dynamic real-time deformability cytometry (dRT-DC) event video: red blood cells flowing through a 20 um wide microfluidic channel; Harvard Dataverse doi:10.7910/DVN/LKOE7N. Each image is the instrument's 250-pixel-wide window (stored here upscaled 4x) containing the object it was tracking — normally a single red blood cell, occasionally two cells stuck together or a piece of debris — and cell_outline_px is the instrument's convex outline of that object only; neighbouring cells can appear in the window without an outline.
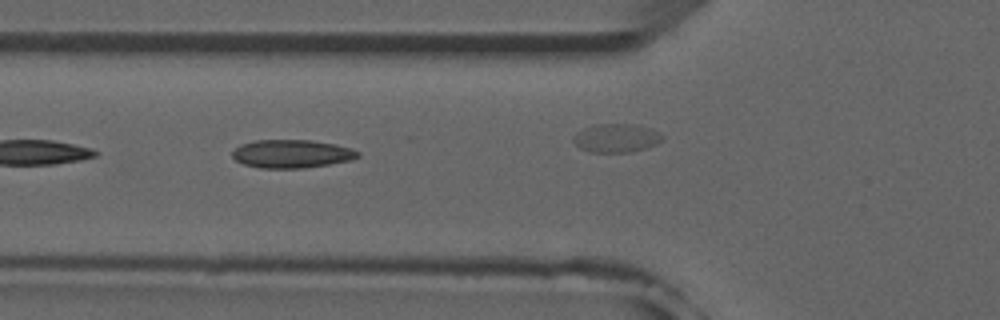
{"species": "common noctule bat (a hibernating species)", "species_latin": "Nyctalus noctula", "temperature_condition": "room temperature", "stored_images_in_passage": 10, "camera_frame_rate_fps": 3000, "um_per_image_px": 0.085, "animal": {"sex": "male", "forearm_length_mm": 52.5}, "frame": {"image": 1, "passage_image": 4, "time_ms": 1.0, "image_size_px": [1000, 320], "cell_outline_px": [[360, 156], [352, 160], [304, 168], [260, 168], [244, 164], [236, 160], [232, 156], [232, 152], [240, 144], [256, 140], [312, 140], [336, 144], [352, 148], [360, 152]], "centroid_in_image_um": [24.82, 13.07], "position_along_channel_um": 101.0, "area_um2": 20.75}}
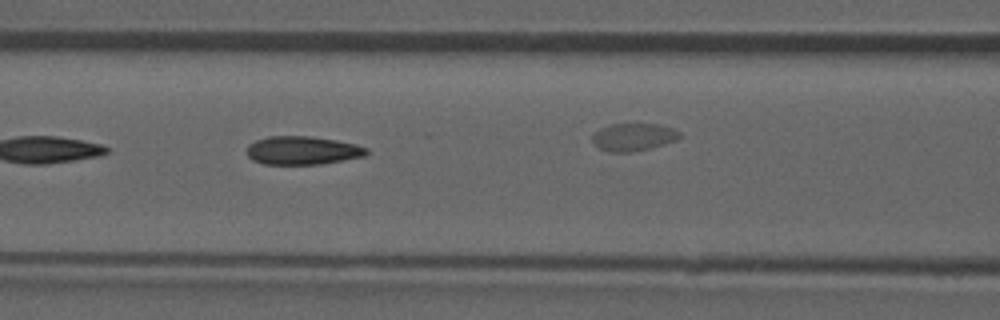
{"frame": {"image": 2, "passage_image": 7, "time_ms": 2.0, "image_size_px": [1000, 320], "cell_outline_px": [[368, 152], [364, 156], [320, 164], [264, 164], [252, 160], [248, 156], [248, 144], [256, 140], [268, 136], [312, 136], [336, 140], [356, 144], [368, 148]], "centroid_in_image_um": [25.71, 12.78], "position_along_channel_um": 140.9, "area_um2": 19.77}}